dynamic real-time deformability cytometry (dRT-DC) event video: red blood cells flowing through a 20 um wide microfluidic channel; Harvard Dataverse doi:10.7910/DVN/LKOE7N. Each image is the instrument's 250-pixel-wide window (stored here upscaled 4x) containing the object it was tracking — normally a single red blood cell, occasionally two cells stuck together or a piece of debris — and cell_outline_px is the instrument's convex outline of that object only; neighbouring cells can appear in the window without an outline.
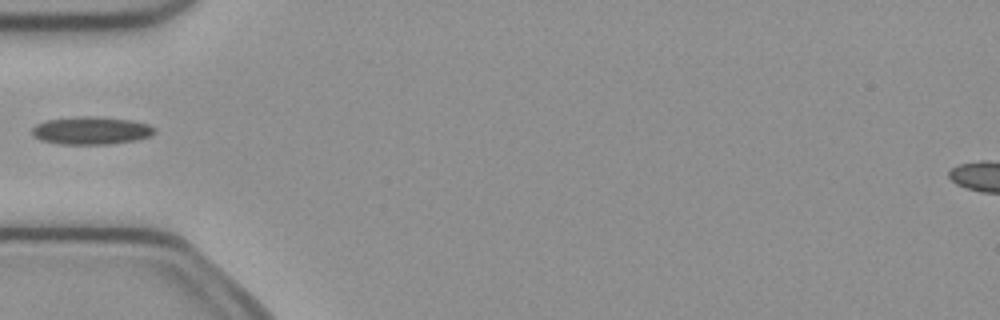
{"species": "common noctule bat (a hibernating species)", "species_latin": "Nyctalus noctula", "temperature_condition": "cold", "stored_images_in_passage": 6, "camera_frame_rate_fps": 3000, "um_per_image_px": 0.085, "animal": {"sex": "female", "body_mass_g": 21.9}, "frame": {"image": 1, "passage_image": 5, "time_ms": 1.333, "image_size_px": [1000, 320], "cell_outline_px": [[156, 132], [152, 136], [140, 140], [108, 144], [60, 144], [40, 140], [32, 136], [32, 128], [36, 124], [48, 120], [84, 116], [96, 116], [132, 120], [148, 124], [156, 128]], "centroid_in_image_um": [7.8, 11.1], "position_along_channel_um": 77.2, "area_um2": 20.06}}